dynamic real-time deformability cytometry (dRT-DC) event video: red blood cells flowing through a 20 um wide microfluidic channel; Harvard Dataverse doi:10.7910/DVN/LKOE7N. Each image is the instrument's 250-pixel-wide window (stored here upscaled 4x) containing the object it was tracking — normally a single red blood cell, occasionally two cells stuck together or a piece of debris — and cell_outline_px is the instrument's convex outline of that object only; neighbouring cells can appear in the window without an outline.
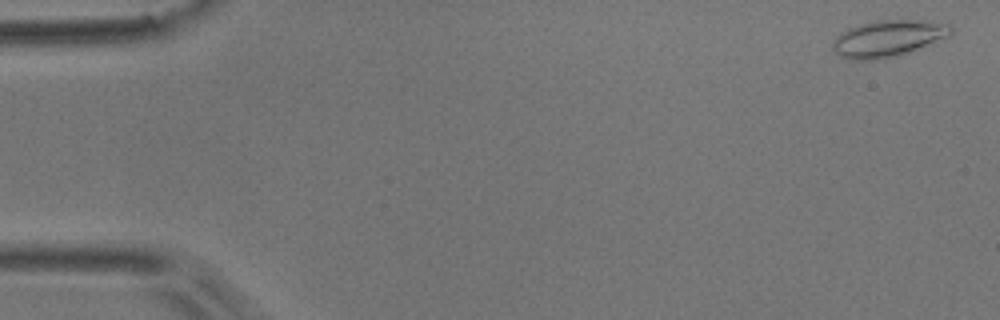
{"species": "common noctule bat (a hibernating species)", "species_latin": "Nyctalus noctula", "temperature_condition": "room temperature", "stored_images_in_passage": 5, "camera_frame_rate_fps": 3000, "um_per_image_px": 0.085, "animal": {"sex": "male", "body_mass_g": 17.9}, "frame": {"image": 1, "passage_image": 1, "time_ms": 0.0, "image_size_px": [1000, 320], "cell_outline_px": [[952, 32], [948, 36], [908, 52], [896, 56], [880, 60], [848, 60], [840, 56], [832, 48], [832, 40], [840, 32], [848, 28], [872, 20], [920, 20], [952, 24]], "centroid_in_image_um": [75.43, 3.27], "position_along_channel_um": 9.6, "area_um2": 25.32}}